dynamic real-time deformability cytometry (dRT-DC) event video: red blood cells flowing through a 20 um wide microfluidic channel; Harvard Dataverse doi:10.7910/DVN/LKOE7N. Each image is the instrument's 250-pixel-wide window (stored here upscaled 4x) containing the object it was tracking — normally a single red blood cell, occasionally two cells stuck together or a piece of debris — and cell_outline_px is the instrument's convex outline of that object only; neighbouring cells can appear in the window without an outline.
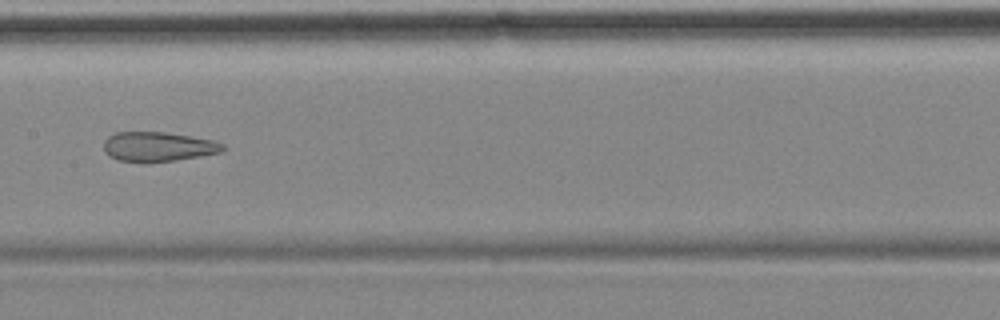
{"species": "common noctule bat (a hibernating species)", "species_latin": "Nyctalus noctula", "temperature_condition": "cold", "stored_images_in_passage": 14, "camera_frame_rate_fps": 3000, "um_per_image_px": 0.085, "animal": {"sex": "female", "body_mass_g": 18.4}, "frame": {"image": 1, "passage_image": 7, "time_ms": 8.0, "image_size_px": [1000, 320], "cell_outline_px": [[224, 148], [220, 152], [200, 156], [176, 160], [120, 160], [108, 156], [104, 152], [104, 140], [108, 136], [116, 132], [164, 132], [192, 136], [216, 140], [224, 144]], "centroid_in_image_um": [13.45, 12.43], "position_along_channel_um": 193.9, "area_um2": 20.11}}
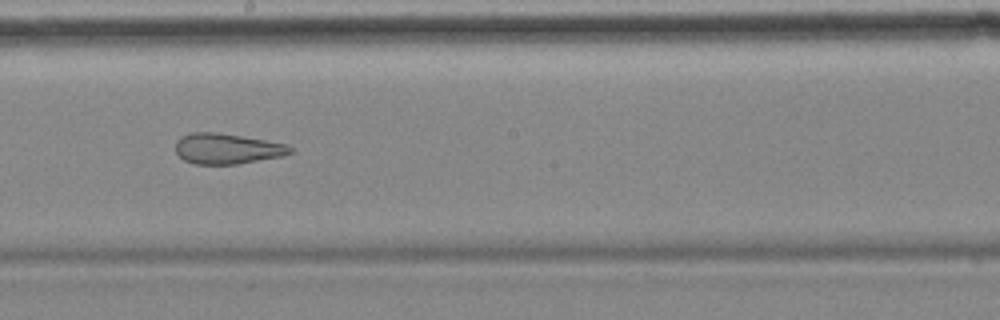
{"frame": {"image": 2, "passage_image": 8, "time_ms": 9.0, "image_size_px": [1000, 320], "cell_outline_px": [[292, 152], [284, 156], [236, 164], [196, 164], [184, 160], [176, 152], [176, 140], [180, 136], [192, 132], [216, 132], [288, 144], [292, 148]], "centroid_in_image_um": [19.29, 12.63], "position_along_channel_um": 228.9, "area_um2": 20.35}, "authors_computed_cell_mechanics": {"area_um2": 25.3164, "velocity_mm_per_s": 3.5161, "shape_relaxation_time_tau1_ms": null, "shape_relaxation_time_tau2_ms": 2.2848, "deformation_change_tau1": null, "deformation_change_tau2": 0.0666}}